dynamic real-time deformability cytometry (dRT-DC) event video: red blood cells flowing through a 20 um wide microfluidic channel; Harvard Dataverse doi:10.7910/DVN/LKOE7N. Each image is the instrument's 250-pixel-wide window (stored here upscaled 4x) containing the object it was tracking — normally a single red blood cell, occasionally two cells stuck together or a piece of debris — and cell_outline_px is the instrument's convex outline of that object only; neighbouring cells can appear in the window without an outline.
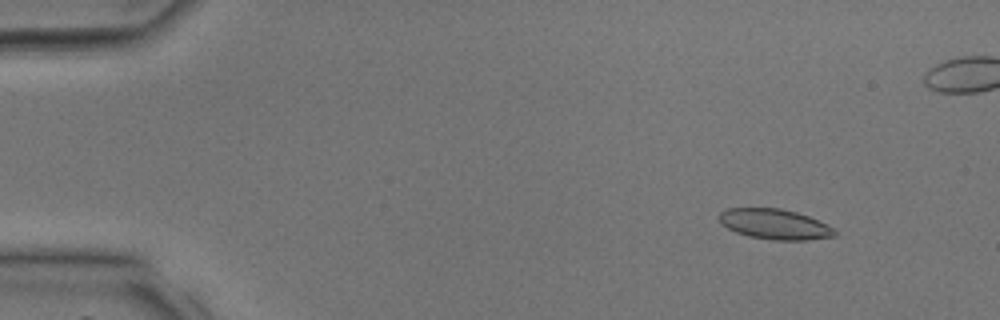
{"species": "common noctule bat (a hibernating species)", "species_latin": "Nyctalus noctula", "temperature_condition": "room temperature", "stored_images_in_passage": 39, "camera_frame_rate_fps": 3000, "um_per_image_px": 0.085, "animal": {"sex": "male", "body_mass_g": 17.9, "forearm_length_mm": 54.2}, "frame": {"image": 1, "passage_image": 4, "time_ms": 1.0, "image_size_px": [1000, 320], "cell_outline_px": [[836, 236], [808, 240], [772, 240], [748, 236], [736, 232], [728, 228], [720, 220], [720, 212], [728, 208], [780, 208], [796, 212], [808, 216], [832, 228], [836, 232]], "centroid_in_image_um": [65.85, 19.06], "position_along_channel_um": 19.2, "area_um2": 20.11}}
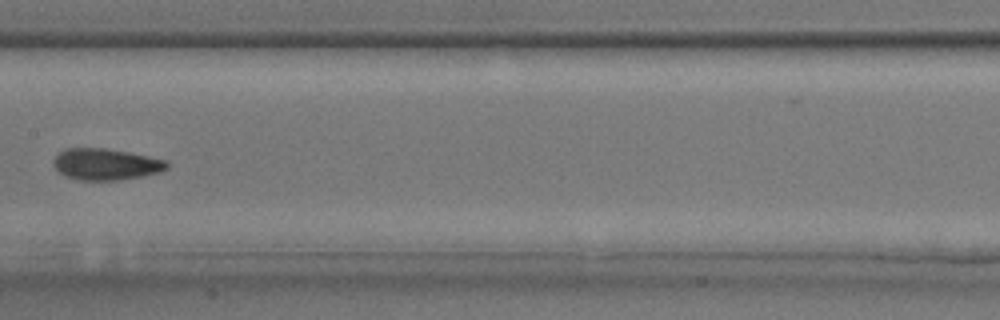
{"frame": {"image": 2, "passage_image": 20, "time_ms": 6.333, "image_size_px": [1000, 320], "cell_outline_px": [[168, 168], [160, 172], [120, 180], [80, 180], [64, 176], [52, 164], [52, 160], [60, 152], [68, 148], [104, 148], [128, 152], [168, 160]], "centroid_in_image_um": [9.0, 13.96], "position_along_channel_um": 198.4, "area_um2": 20.75}}
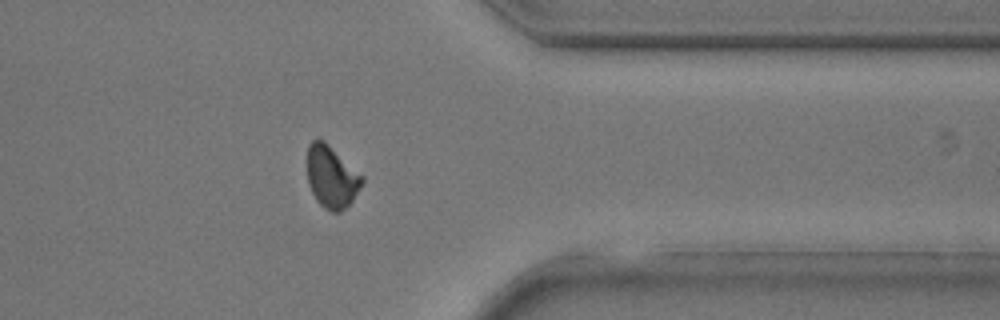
{"frame": {"image": 3, "passage_image": 31, "time_ms": 10.0, "image_size_px": [1000, 320], "cell_outline_px": [[364, 180], [352, 200], [340, 212], [332, 212], [324, 208], [316, 200], [308, 184], [308, 144], [312, 140], [324, 140], [364, 176]], "centroid_in_image_um": [28.18, 15.03], "position_along_channel_um": 383.2, "area_um2": 19.71}}